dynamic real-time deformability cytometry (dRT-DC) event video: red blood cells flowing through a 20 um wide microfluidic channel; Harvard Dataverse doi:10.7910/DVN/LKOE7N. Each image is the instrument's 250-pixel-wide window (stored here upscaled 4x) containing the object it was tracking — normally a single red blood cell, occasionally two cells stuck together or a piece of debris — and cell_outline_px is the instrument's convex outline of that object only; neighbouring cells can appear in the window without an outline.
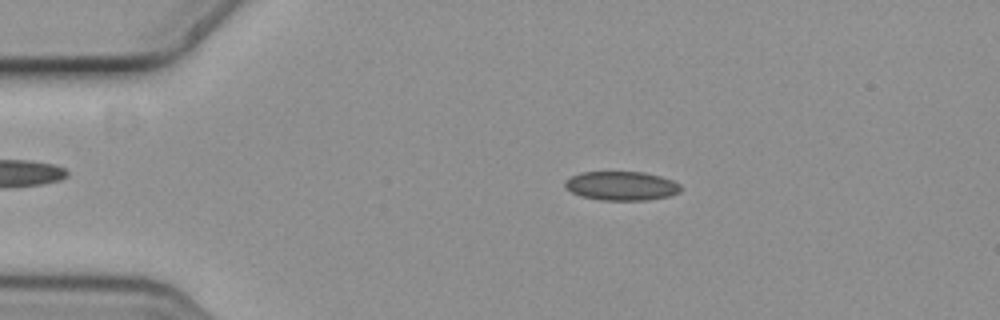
{"species": "common noctule bat (a hibernating species)", "species_latin": "Nyctalus noctula", "temperature_condition": "cold", "stored_images_in_passage": 5, "segment_of_instrument_passage": [1, 2], "camera_frame_rate_fps": 3000, "um_per_image_px": 0.085, "animal": {"sex": "female", "body_mass_g": 19.3, "forearm_length_mm": 54.1}, "frame": {"image": 1, "passage_image": 1, "time_ms": 0.0, "image_size_px": [1000, 320], "cell_outline_px": [[680, 192], [668, 196], [648, 200], [600, 200], [580, 196], [564, 188], [564, 180], [580, 172], [644, 172], [660, 176], [672, 180], [680, 184]], "centroid_in_image_um": [52.79, 15.8], "position_along_channel_um": 32.2, "area_um2": 19.65}}
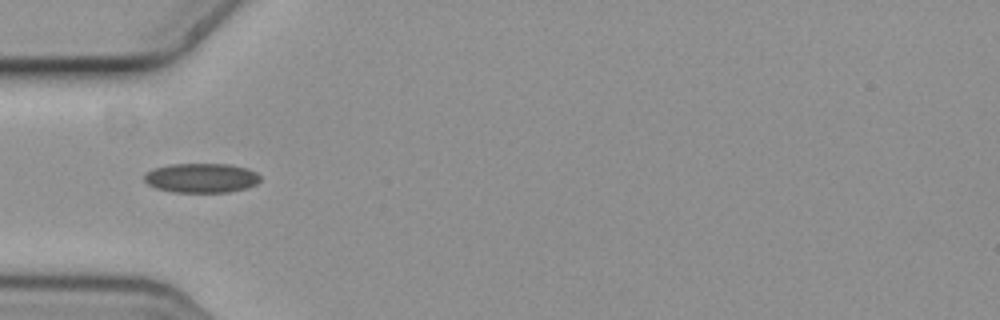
{"frame": {"image": 2, "passage_image": 3, "time_ms": 0.667, "image_size_px": [1000, 320], "cell_outline_px": [[260, 180], [256, 184], [244, 188], [228, 192], [172, 192], [156, 188], [148, 184], [144, 180], [144, 176], [148, 172], [156, 168], [172, 164], [228, 164], [248, 168], [256, 172], [260, 176]], "centroid_in_image_um": [17.13, 15.13], "position_along_channel_um": 67.9, "area_um2": 19.77}}